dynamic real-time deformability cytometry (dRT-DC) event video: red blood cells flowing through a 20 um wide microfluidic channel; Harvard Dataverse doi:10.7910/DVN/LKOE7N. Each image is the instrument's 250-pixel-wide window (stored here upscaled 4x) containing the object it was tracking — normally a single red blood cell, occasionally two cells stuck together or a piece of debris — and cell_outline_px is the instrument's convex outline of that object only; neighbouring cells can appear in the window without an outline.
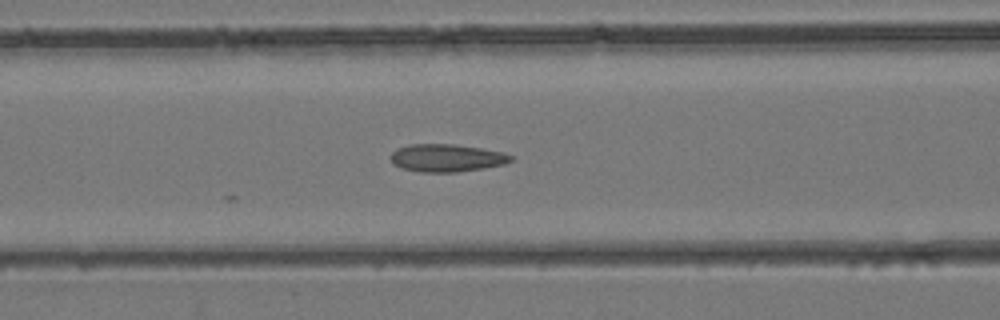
{"species": "common noctule bat (a hibernating species)", "species_latin": "Nyctalus noctula", "temperature_condition": "room temperature", "stored_images_in_passage": 35, "camera_frame_rate_fps": 3000, "um_per_image_px": 0.085, "animal": {"sex": "female", "body_mass_g": 24.6, "forearm_length_mm": 56.2}, "frame": {"image": 1, "passage_image": 10, "time_ms": 3.0, "image_size_px": [1000, 320], "cell_outline_px": [[512, 160], [504, 164], [484, 168], [456, 172], [420, 172], [400, 168], [392, 164], [392, 152], [396, 148], [408, 144], [452, 144], [480, 148], [504, 152], [512, 156]], "centroid_in_image_um": [37.94, 13.42], "position_along_channel_um": 128.7, "area_um2": 19.42}}
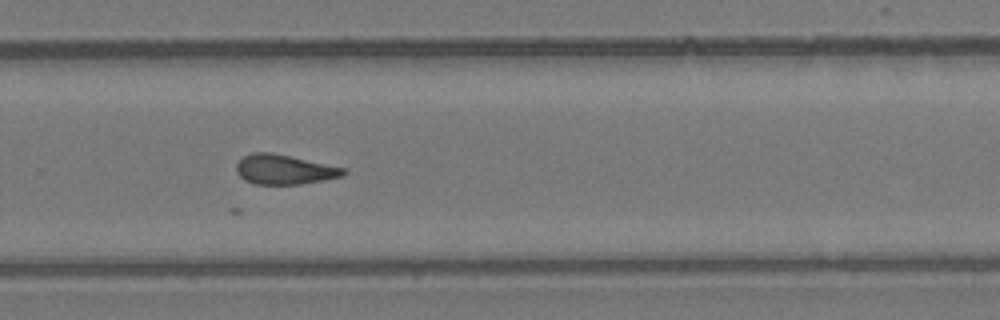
{"frame": {"image": 2, "passage_image": 21, "time_ms": 6.667, "image_size_px": [1000, 320], "cell_outline_px": [[348, 172], [344, 176], [324, 180], [300, 184], [256, 184], [244, 180], [236, 172], [236, 164], [244, 156], [252, 152], [272, 152], [344, 168]], "centroid_in_image_um": [24.16, 14.41], "position_along_channel_um": 305.6, "area_um2": 18.5}}
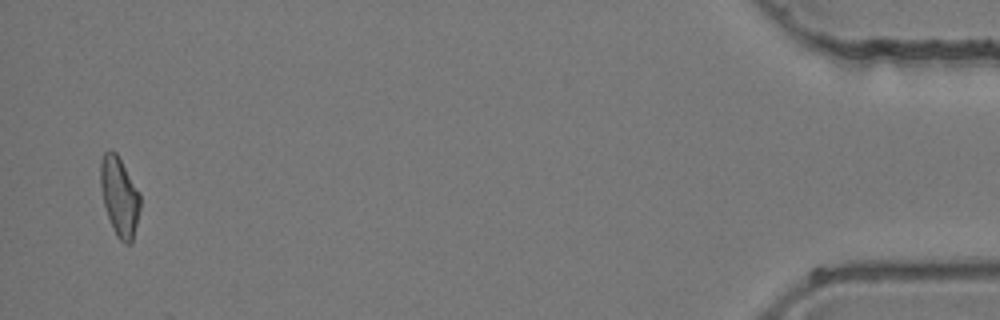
{"frame": {"image": 3, "passage_image": 34, "time_ms": 11.0, "image_size_px": [1000, 320], "cell_outline_px": [[140, 208], [132, 244], [124, 244], [116, 236], [112, 228], [104, 204], [100, 184], [100, 160], [104, 152], [108, 148], [116, 152], [140, 192]], "centroid_in_image_um": [10.15, 16.7], "position_along_channel_um": 425.0, "area_um2": 18.5}}